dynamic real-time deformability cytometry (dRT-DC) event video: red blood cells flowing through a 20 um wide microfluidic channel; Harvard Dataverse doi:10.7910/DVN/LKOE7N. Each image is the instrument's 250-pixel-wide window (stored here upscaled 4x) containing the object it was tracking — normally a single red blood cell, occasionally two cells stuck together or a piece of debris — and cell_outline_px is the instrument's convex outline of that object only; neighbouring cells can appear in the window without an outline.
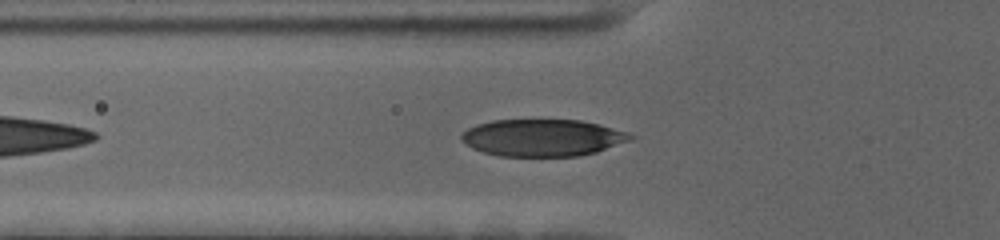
{"species": "human", "species_latin": "Homo sapiens", "temperature_condition": "cold", "stored_images_in_passage": 40, "camera_frame_rate_fps": 3000, "um_per_image_px": 0.085, "donor": {"sex": "female"}, "frame": {"image": 1, "passage_image": 6, "time_ms": 1.667, "image_size_px": [1000, 240], "cell_outline_px": [[636, 136], [632, 140], [596, 152], [580, 156], [500, 156], [484, 152], [472, 148], [460, 140], [460, 136], [468, 128], [476, 124], [492, 120], [580, 120], [600, 124], [628, 132]], "centroid_in_image_um": [46.14, 11.7], "position_along_channel_um": 79.7, "area_um2": 36.65}}
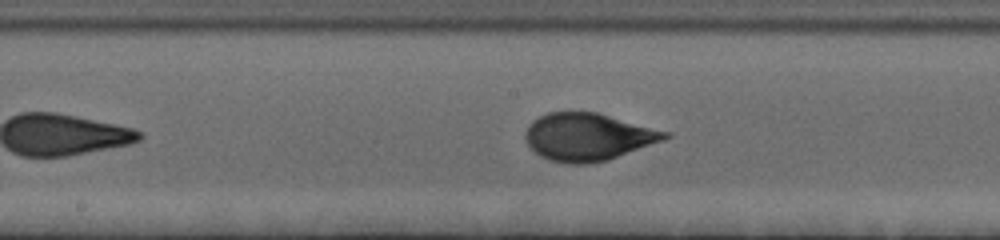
{"frame": {"image": 2, "passage_image": 16, "time_ms": 5.0, "image_size_px": [1000, 240], "cell_outline_px": [[672, 136], [664, 140], [608, 160], [588, 164], [564, 164], [540, 156], [528, 144], [524, 136], [528, 124], [532, 120], [548, 112], [596, 112], [672, 132]], "centroid_in_image_um": [50.0, 11.63], "position_along_channel_um": 198.2, "area_um2": 38.78}}
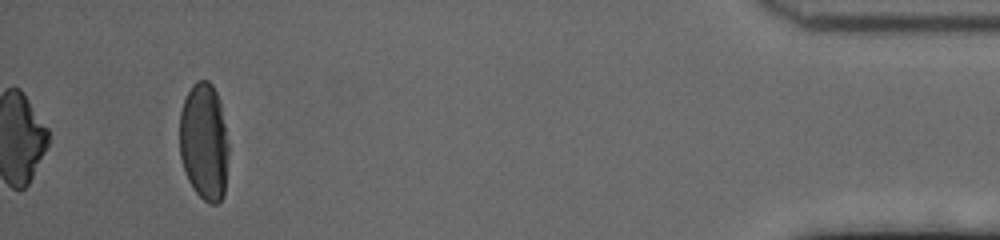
{"frame": {"image": 3, "passage_image": 40, "time_ms": 13.0, "image_size_px": [1000, 240], "cell_outline_px": [[228, 152], [224, 196], [216, 204], [208, 204], [192, 188], [184, 172], [180, 156], [180, 112], [184, 100], [192, 84], [196, 80], [208, 80], [212, 84], [220, 100], [228, 144]], "centroid_in_image_um": [17.34, 12.05], "position_along_channel_um": 417.9, "area_um2": 33.76}, "authors_computed_cell_mechanics": {"area_um2": 37.7723, "velocity_mm_per_s": 3.5362, "shape_relaxation_time_tau1_ms": 3.5524, "shape_relaxation_time_tau2_ms": null, "deformation_change_tau1": 0.1896, "deformation_change_tau2": null}}